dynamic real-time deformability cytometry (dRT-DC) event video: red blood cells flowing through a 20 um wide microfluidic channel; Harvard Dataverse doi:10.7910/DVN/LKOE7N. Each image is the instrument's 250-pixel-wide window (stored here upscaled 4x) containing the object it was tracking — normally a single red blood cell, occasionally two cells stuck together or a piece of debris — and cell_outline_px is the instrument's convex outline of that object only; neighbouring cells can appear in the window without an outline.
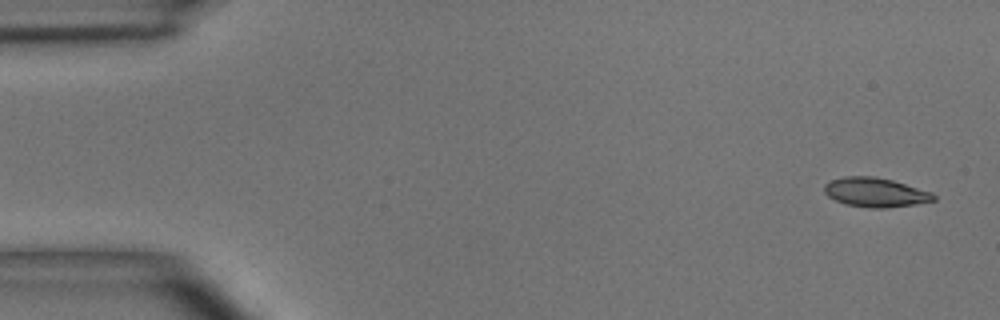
{"species": "common noctule bat (a hibernating species)", "species_latin": "Nyctalus noctula", "temperature_condition": "room temperature", "stored_images_in_passage": 5, "camera_frame_rate_fps": 3000, "um_per_image_px": 0.085, "animal": {"sex": "male", "body_mass_g": 15.6}, "frame": {"image": 1, "passage_image": 1, "time_ms": 0.0, "image_size_px": [1000, 320], "cell_outline_px": [[936, 200], [916, 204], [884, 208], [868, 208], [844, 204], [828, 196], [824, 192], [824, 184], [832, 180], [844, 176], [876, 176], [892, 180], [932, 192], [936, 196]], "centroid_in_image_um": [74.41, 16.35], "position_along_channel_um": 10.6, "area_um2": 18.73}}
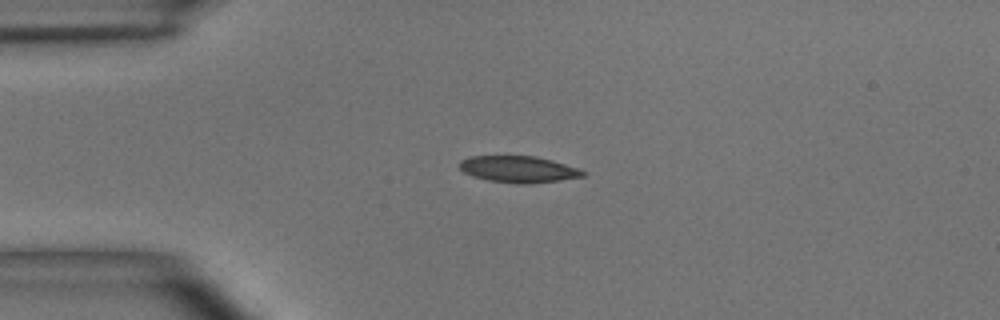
{"frame": {"image": 2, "passage_image": 4, "time_ms": 3.333, "image_size_px": [1000, 320], "cell_outline_px": [[588, 172], [584, 176], [560, 180], [532, 184], [516, 184], [488, 180], [472, 176], [464, 172], [460, 168], [460, 160], [472, 156], [536, 156], [552, 160], [580, 168]], "centroid_in_image_um": [44.12, 14.39], "position_along_channel_um": 40.9, "area_um2": 19.25}}